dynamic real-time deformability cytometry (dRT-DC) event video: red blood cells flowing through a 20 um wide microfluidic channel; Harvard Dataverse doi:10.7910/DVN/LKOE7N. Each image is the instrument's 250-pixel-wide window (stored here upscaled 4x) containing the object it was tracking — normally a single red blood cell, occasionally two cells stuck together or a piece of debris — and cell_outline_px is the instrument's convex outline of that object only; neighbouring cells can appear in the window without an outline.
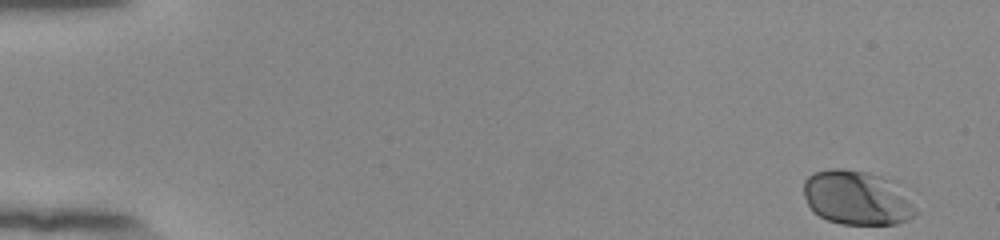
{"species": "human", "species_latin": "Homo sapiens", "temperature_condition": "room temperature", "stored_images_in_passage": 52, "camera_frame_rate_fps": 3000, "um_per_image_px": 0.085, "donor": {"sex": "female"}, "frame": {"image": 1, "passage_image": 1, "time_ms": 0.0, "image_size_px": [1000, 240], "cell_outline_px": [[916, 212], [908, 220], [896, 224], [840, 224], [828, 220], [812, 212], [804, 196], [804, 180], [812, 172], [828, 168], [840, 168], [864, 172], [880, 176], [892, 180], [916, 208]], "centroid_in_image_um": [72.78, 16.81], "position_along_channel_um": 12.2, "area_um2": 35.32}}
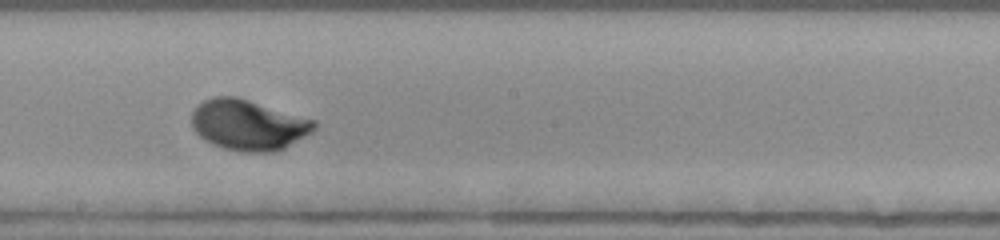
{"frame": {"image": 2, "passage_image": 30, "time_ms": 9.667, "image_size_px": [1000, 240], "cell_outline_px": [[316, 128], [312, 132], [284, 148], [272, 152], [244, 152], [224, 148], [212, 144], [204, 140], [192, 128], [192, 112], [204, 100], [212, 96], [236, 96], [316, 120]], "centroid_in_image_um": [21.1, 10.61], "position_along_channel_um": 227.1, "area_um2": 36.07}}
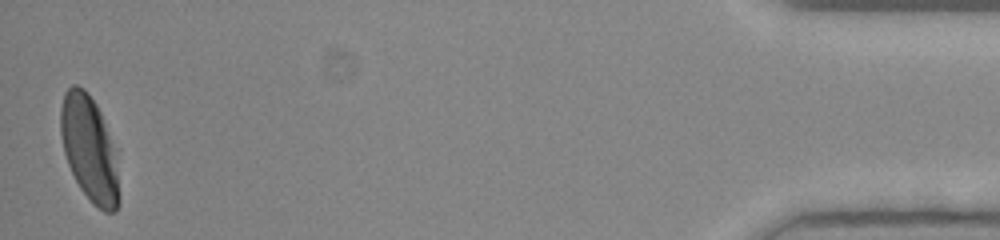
{"frame": {"image": 3, "passage_image": 52, "time_ms": 17.0, "image_size_px": [1000, 240], "cell_outline_px": [[120, 204], [116, 212], [104, 212], [92, 204], [80, 188], [68, 164], [64, 152], [60, 136], [60, 108], [64, 92], [72, 84], [76, 84], [84, 88], [96, 104], [100, 112], [112, 148], [120, 196]], "centroid_in_image_um": [7.55, 12.66], "position_along_channel_um": 427.7, "area_um2": 35.37}, "authors_computed_cell_mechanics": {"area_um2": 34.5355, "velocity_mm_per_s": 3.8565, "shape_relaxation_time_tau1_ms": 2.6255, "shape_relaxation_time_tau2_ms": null, "deformation_change_tau1": 0.1358, "deformation_change_tau2": null}}